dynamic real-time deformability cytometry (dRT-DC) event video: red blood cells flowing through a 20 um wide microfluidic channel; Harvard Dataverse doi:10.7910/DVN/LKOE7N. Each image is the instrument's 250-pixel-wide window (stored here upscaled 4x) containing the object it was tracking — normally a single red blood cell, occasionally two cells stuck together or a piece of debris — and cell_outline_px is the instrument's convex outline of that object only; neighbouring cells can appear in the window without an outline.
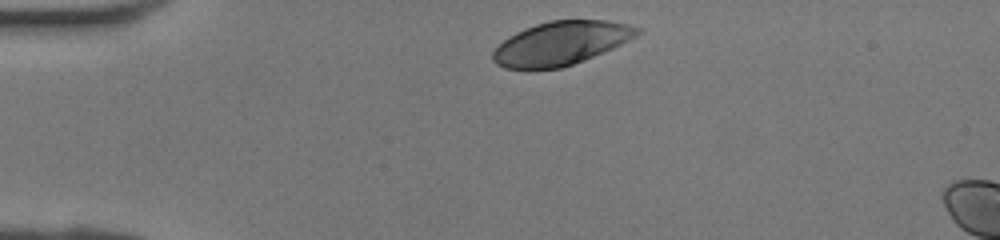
{"species": "human", "species_latin": "Homo sapiens", "temperature_condition": "room temperature", "stored_images_in_passage": 28, "camera_frame_rate_fps": 3000, "um_per_image_px": 0.085, "donor": {"sex": "female"}, "frame": {"image": 1, "passage_image": 1, "time_ms": 0.0, "image_size_px": [1000, 240], "cell_outline_px": [[644, 32], [612, 48], [572, 64], [560, 68], [504, 68], [496, 64], [492, 60], [492, 52], [508, 36], [524, 28], [536, 24], [552, 20], [608, 20], [628, 24], [644, 28]], "centroid_in_image_um": [47.7, 3.65], "position_along_channel_um": 37.3, "area_um2": 36.41}}
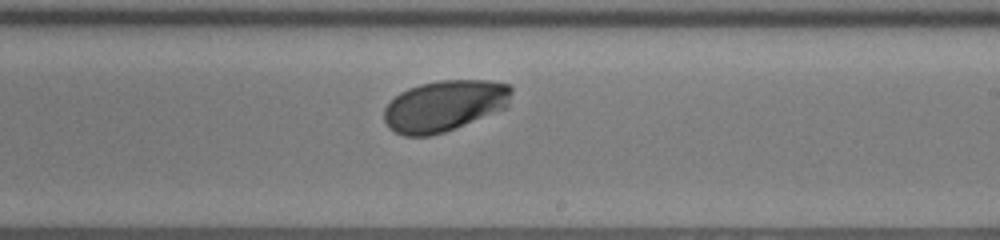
{"frame": {"image": 2, "passage_image": 17, "time_ms": 5.333, "image_size_px": [1000, 240], "cell_outline_px": [[512, 92], [508, 104], [504, 108], [444, 132], [432, 136], [404, 136], [388, 128], [384, 120], [384, 108], [388, 100], [400, 92], [408, 88], [420, 84], [440, 80], [488, 80], [508, 84], [512, 88]], "centroid_in_image_um": [37.72, 8.98], "position_along_channel_um": 251.3, "area_um2": 37.97}}
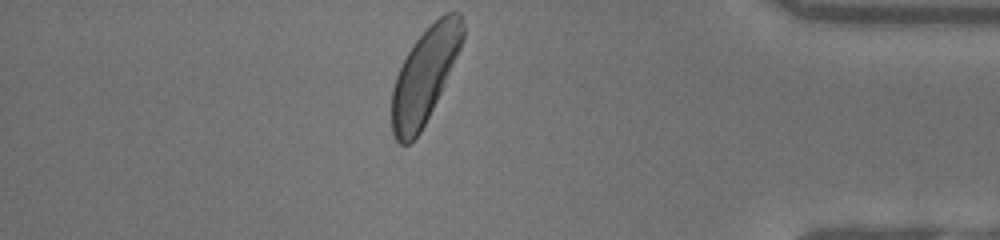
{"frame": {"image": 3, "passage_image": 28, "time_ms": 9.0, "image_size_px": [1000, 240], "cell_outline_px": [[464, 36], [460, 48], [440, 92], [420, 132], [408, 144], [400, 144], [396, 140], [392, 132], [392, 88], [396, 76], [408, 52], [416, 40], [440, 16], [448, 12], [460, 12], [464, 24]], "centroid_in_image_um": [36.09, 6.4], "position_along_channel_um": 399.1, "area_um2": 38.03}}